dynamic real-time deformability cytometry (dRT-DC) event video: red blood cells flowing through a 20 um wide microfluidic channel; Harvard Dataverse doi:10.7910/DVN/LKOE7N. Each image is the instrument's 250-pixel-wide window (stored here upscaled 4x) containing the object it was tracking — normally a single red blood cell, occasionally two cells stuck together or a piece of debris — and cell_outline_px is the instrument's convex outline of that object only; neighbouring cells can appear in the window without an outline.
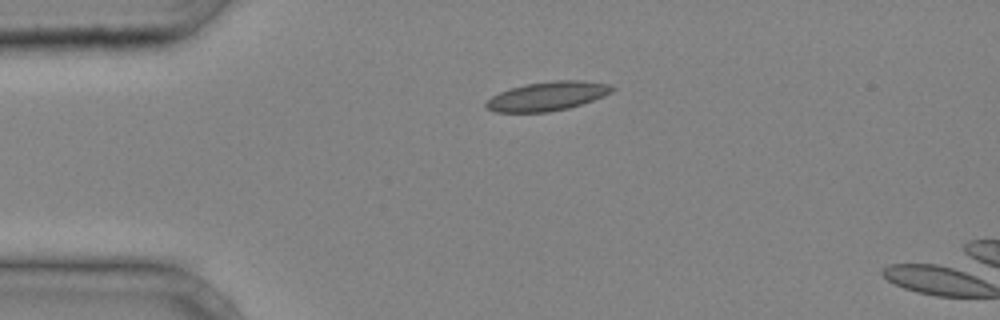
{"species": "common noctule bat (a hibernating species)", "species_latin": "Nyctalus noctula", "temperature_condition": "cold", "stored_images_in_passage": 28, "camera_frame_rate_fps": 3000, "um_per_image_px": 0.085, "animal": {"sex": "male", "body_mass_g": 20.4}, "frame": {"image": 1, "passage_image": 1, "time_ms": 0.0, "image_size_px": [1000, 320], "cell_outline_px": [[616, 88], [612, 92], [604, 96], [568, 108], [548, 112], [496, 112], [484, 108], [484, 104], [492, 96], [500, 92], [524, 84], [556, 80], [584, 80], [612, 84]], "centroid_in_image_um": [46.55, 8.16], "position_along_channel_um": 38.5, "area_um2": 21.39}}
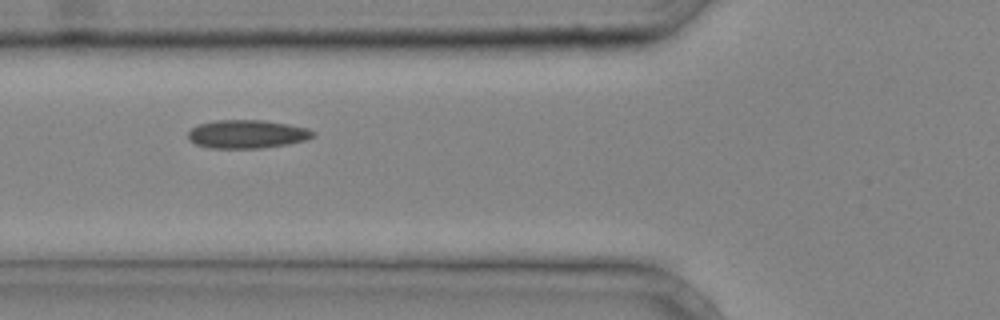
{"frame": {"image": 2, "passage_image": 7, "time_ms": 2.0, "image_size_px": [1000, 320], "cell_outline_px": [[316, 136], [308, 140], [288, 144], [260, 148], [208, 148], [196, 144], [188, 140], [188, 132], [192, 128], [200, 124], [216, 120], [260, 120], [288, 124], [308, 128], [316, 132]], "centroid_in_image_um": [21.03, 11.4], "position_along_channel_um": 104.8, "area_um2": 20.81}}
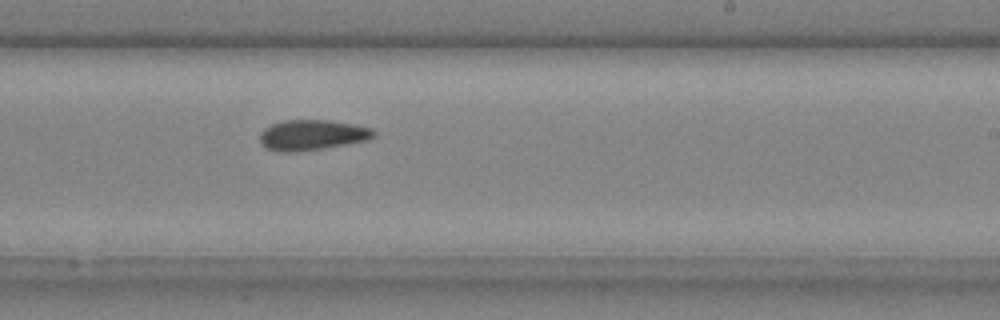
{"frame": {"image": 3, "passage_image": 17, "time_ms": 5.333, "image_size_px": [1000, 320], "cell_outline_px": [[376, 136], [368, 140], [324, 148], [292, 152], [276, 152], [264, 148], [260, 140], [260, 132], [264, 128], [272, 124], [284, 120], [328, 120], [352, 124], [372, 128], [376, 132]], "centroid_in_image_um": [26.51, 11.48], "position_along_channel_um": 262.5, "area_um2": 20.29}}